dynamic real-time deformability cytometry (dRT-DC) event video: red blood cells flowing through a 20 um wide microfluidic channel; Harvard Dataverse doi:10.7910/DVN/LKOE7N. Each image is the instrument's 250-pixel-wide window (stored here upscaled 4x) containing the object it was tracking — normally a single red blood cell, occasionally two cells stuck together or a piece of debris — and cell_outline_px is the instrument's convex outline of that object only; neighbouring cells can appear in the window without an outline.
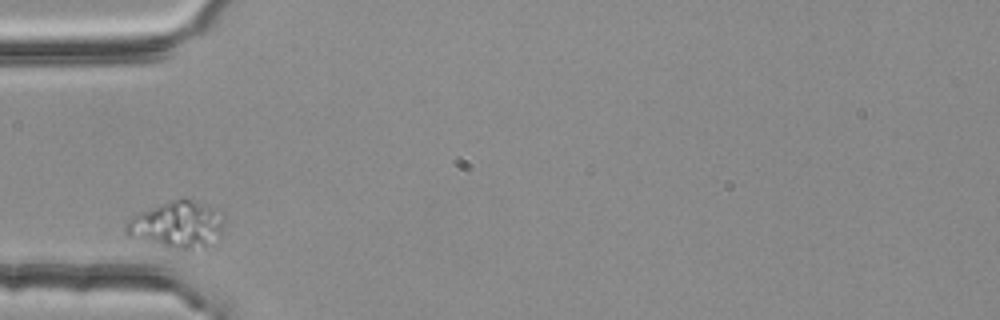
{"species": "common noctule bat (a hibernating species)", "species_latin": "Nyctalus noctula", "temperature_condition": "room temperature", "stored_images_in_passage": 2, "camera_frame_rate_fps": 3000, "um_per_image_px": 0.085, "animal": {"sex": "female", "body_mass_g": 25.1}, "frame": {"image": 1, "passage_image": 1, "time_ms": 0.0, "image_size_px": [1000, 320], "cell_outline_px": [[224, 216], [220, 236], [204, 244], [192, 248], [168, 248], [128, 236], [124, 232], [124, 224], [128, 220], [160, 204], [184, 196], [224, 212]], "centroid_in_image_um": [15.05, 19.06], "position_along_channel_um": 69.9, "area_um2": 26.24}}
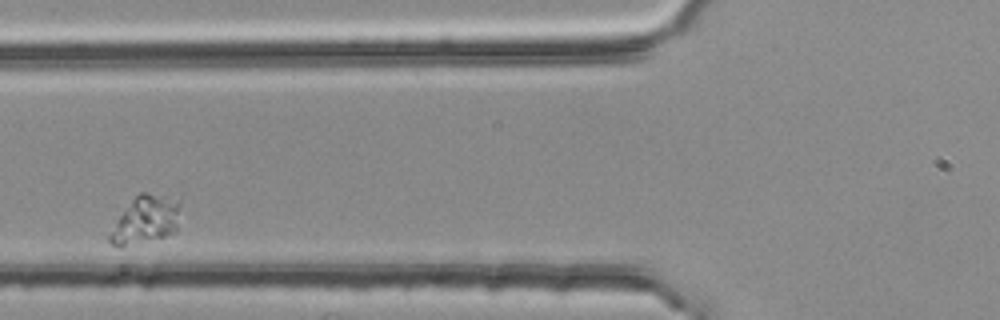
{"frame": {"image": 2, "passage_image": 2, "time_ms": 0.333, "image_size_px": [1000, 320], "cell_outline_px": [[180, 204], [176, 232], [164, 236], [120, 248], [112, 244], [108, 240], [108, 236], [116, 220], [132, 200], [140, 192], [148, 192], [180, 200]], "centroid_in_image_um": [12.36, 18.69], "position_along_channel_um": 113.4, "area_um2": 19.54}}